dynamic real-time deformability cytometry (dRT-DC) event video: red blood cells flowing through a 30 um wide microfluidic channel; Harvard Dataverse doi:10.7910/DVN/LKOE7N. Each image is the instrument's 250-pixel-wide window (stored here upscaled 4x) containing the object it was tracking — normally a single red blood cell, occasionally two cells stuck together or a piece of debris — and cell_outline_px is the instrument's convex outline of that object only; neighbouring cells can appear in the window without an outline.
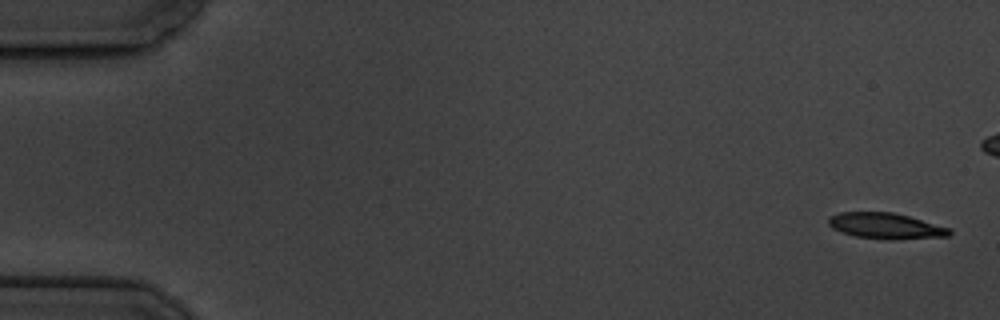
{"species": "common noctule bat (a hibernating species)", "species_latin": "Nyctalus noctula", "temperature_condition": "cold", "stored_images_in_passage": 7, "camera_frame_rate_fps": 3000, "um_per_image_px": 0.085, "animal": {"sex": "male", "body_mass_g": 19.5, "forearm_length_mm": 54.6}, "frame": {"image": 1, "passage_image": 1, "time_ms": 0.0, "image_size_px": [1000, 320], "cell_outline_px": [[952, 232], [948, 236], [888, 240], [856, 236], [840, 232], [832, 228], [828, 224], [828, 216], [840, 212], [892, 212], [908, 216], [952, 228]], "centroid_in_image_um": [75.27, 19.2], "position_along_channel_um": 9.7, "area_um2": 18.32}}